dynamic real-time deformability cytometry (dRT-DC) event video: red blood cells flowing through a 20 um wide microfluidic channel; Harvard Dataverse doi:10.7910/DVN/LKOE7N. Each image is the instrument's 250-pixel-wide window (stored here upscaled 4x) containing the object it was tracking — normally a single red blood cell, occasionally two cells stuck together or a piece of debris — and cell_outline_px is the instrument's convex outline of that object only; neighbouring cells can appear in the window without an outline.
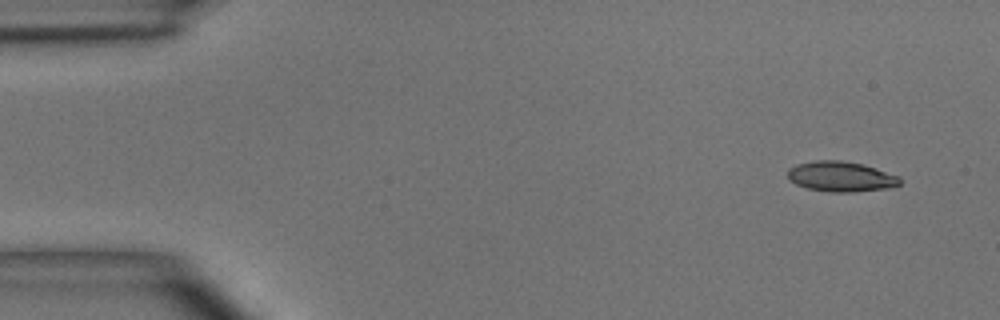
{"species": "common noctule bat (a hibernating species)", "species_latin": "Nyctalus noctula", "temperature_condition": "room temperature", "stored_images_in_passage": 4, "camera_frame_rate_fps": 3000, "um_per_image_px": 0.085, "animal": {"sex": "male", "body_mass_g": 15.6}, "frame": {"image": 1, "passage_image": 1, "time_ms": 0.0, "image_size_px": [1000, 320], "cell_outline_px": [[900, 184], [892, 188], [856, 192], [828, 192], [808, 188], [796, 184], [788, 180], [788, 168], [796, 164], [816, 160], [840, 160], [860, 164], [900, 176]], "centroid_in_image_um": [71.46, 15.02], "position_along_channel_um": 13.5, "area_um2": 19.83}}
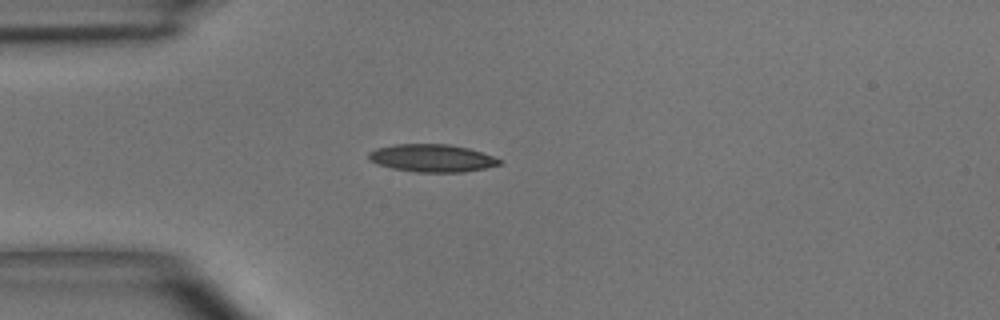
{"frame": {"image": 2, "passage_image": 4, "time_ms": 3.333, "image_size_px": [1000, 320], "cell_outline_px": [[504, 160], [500, 164], [484, 168], [464, 172], [416, 172], [392, 168], [368, 160], [368, 152], [376, 148], [392, 144], [448, 144], [468, 148]], "centroid_in_image_um": [36.7, 13.43], "position_along_channel_um": 48.3, "area_um2": 21.04}}